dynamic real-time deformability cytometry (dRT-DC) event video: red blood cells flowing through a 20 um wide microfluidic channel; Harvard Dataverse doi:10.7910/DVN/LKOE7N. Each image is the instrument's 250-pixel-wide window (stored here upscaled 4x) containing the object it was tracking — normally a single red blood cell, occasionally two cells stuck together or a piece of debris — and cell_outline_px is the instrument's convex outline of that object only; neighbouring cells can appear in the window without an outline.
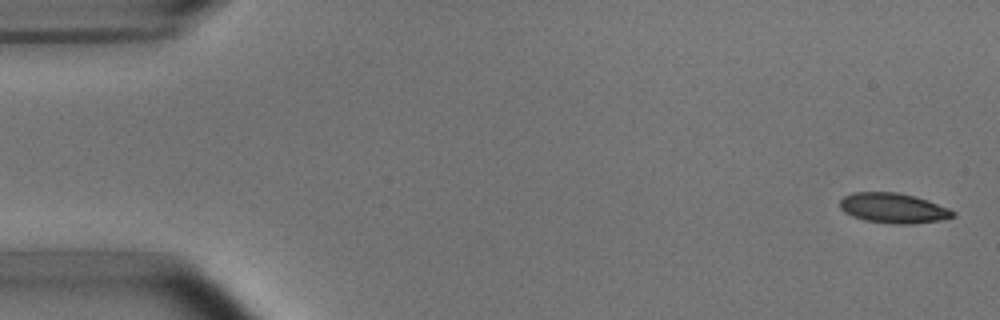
{"species": "common noctule bat (a hibernating species)", "species_latin": "Nyctalus noctula", "temperature_condition": "room temperature", "stored_images_in_passage": 5, "camera_frame_rate_fps": 3000, "um_per_image_px": 0.085, "animal": {"sex": "male", "body_mass_g": 15.6}, "frame": {"image": 1, "passage_image": 1, "time_ms": 0.0, "image_size_px": [1000, 320], "cell_outline_px": [[956, 216], [940, 220], [912, 224], [892, 224], [864, 220], [852, 216], [844, 212], [840, 208], [840, 200], [844, 196], [852, 192], [896, 192], [916, 196], [928, 200], [948, 208], [956, 212]], "centroid_in_image_um": [75.93, 17.69], "position_along_channel_um": 9.1, "area_um2": 19.94}}
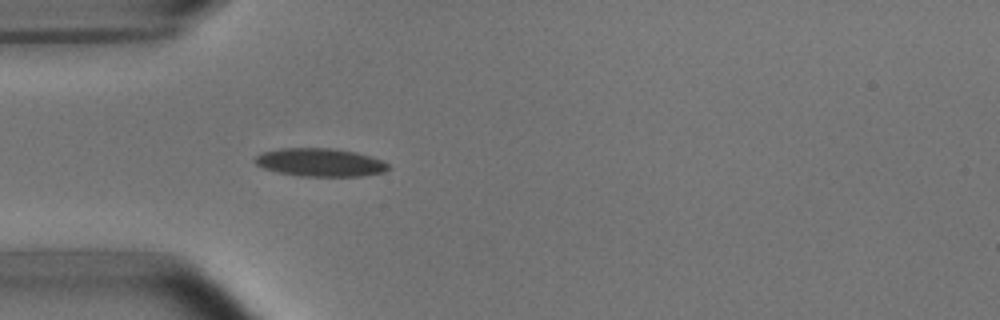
{"frame": {"image": 2, "passage_image": 5, "time_ms": 4.667, "image_size_px": [1000, 320], "cell_outline_px": [[392, 168], [384, 172], [364, 176], [300, 176], [276, 172], [264, 168], [256, 164], [252, 160], [256, 156], [264, 152], [280, 148], [332, 148], [356, 152], [380, 160], [388, 164]], "centroid_in_image_um": [27.2, 13.81], "position_along_channel_um": 57.8, "area_um2": 21.91}}